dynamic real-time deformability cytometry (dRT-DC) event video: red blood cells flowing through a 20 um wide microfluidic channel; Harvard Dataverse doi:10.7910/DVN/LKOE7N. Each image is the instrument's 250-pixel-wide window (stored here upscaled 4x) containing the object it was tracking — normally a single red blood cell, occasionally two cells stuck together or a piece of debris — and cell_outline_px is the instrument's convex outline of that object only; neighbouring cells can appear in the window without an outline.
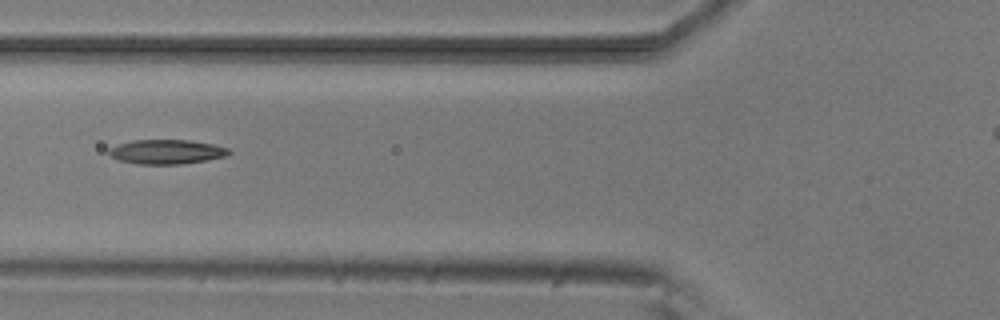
{"species": "common noctule bat (a hibernating species)", "species_latin": "Nyctalus noctula", "temperature_condition": "room temperature", "stored_images_in_passage": 8, "camera_frame_rate_fps": 3000, "um_per_image_px": 0.085, "animal": {"sex": "male", "body_mass_g": 20.5, "forearm_length_mm": 52.5}, "frame": {"image": 1, "passage_image": 5, "time_ms": 5.667, "image_size_px": [1000, 320], "cell_outline_px": [[232, 152], [228, 156], [180, 164], [136, 164], [120, 160], [112, 156], [108, 152], [108, 148], [132, 140], [188, 140], [212, 144], [228, 148]], "centroid_in_image_um": [14.17, 12.9], "position_along_channel_um": 111.6, "area_um2": 16.94}}
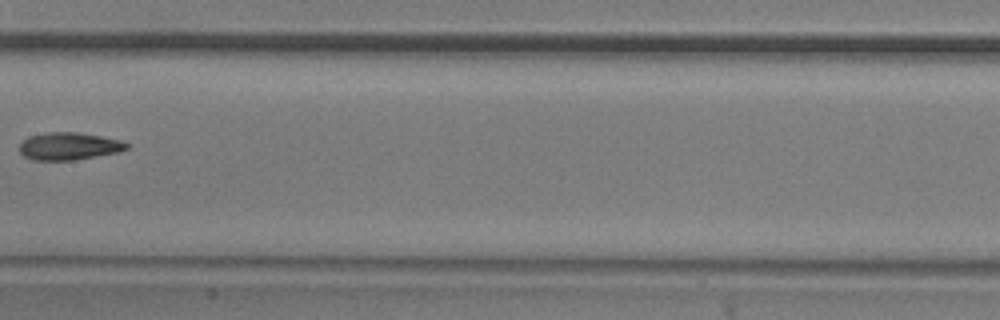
{"frame": {"image": 2, "passage_image": 7, "time_ms": 8.0, "image_size_px": [1000, 320], "cell_outline_px": [[128, 148], [120, 152], [72, 160], [32, 160], [24, 156], [20, 152], [20, 144], [28, 136], [44, 132], [76, 132], [100, 136], [120, 140], [128, 144]], "centroid_in_image_um": [5.84, 12.42], "position_along_channel_um": 201.6, "area_um2": 17.11}}
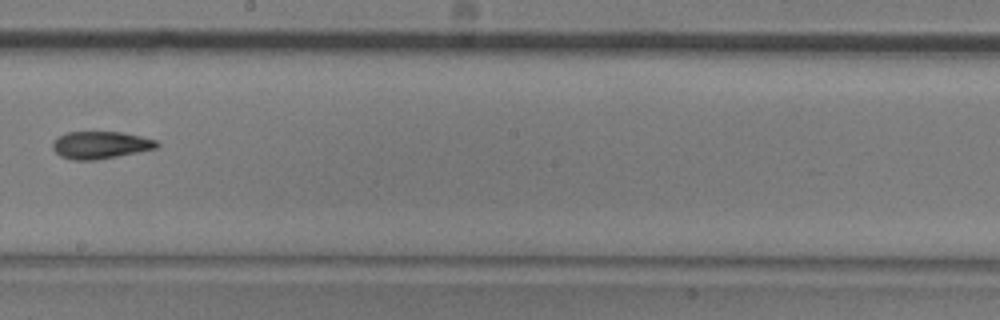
{"frame": {"image": 3, "passage_image": 8, "time_ms": 9.0, "image_size_px": [1000, 320], "cell_outline_px": [[160, 144], [156, 148], [116, 156], [92, 160], [72, 160], [60, 156], [52, 148], [52, 140], [68, 132], [120, 132], [140, 136], [156, 140]], "centroid_in_image_um": [8.5, 12.32], "position_along_channel_um": 239.7, "area_um2": 16.42}}